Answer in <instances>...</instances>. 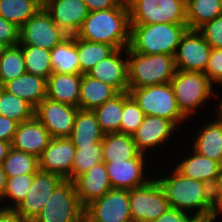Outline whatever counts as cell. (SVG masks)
<instances>
[{"label": "cell", "mask_w": 222, "mask_h": 222, "mask_svg": "<svg viewBox=\"0 0 222 222\" xmlns=\"http://www.w3.org/2000/svg\"><path fill=\"white\" fill-rule=\"evenodd\" d=\"M128 92L138 103L145 116L151 115L167 119L177 127L186 120L178 109L170 83L129 89Z\"/></svg>", "instance_id": "6"}, {"label": "cell", "mask_w": 222, "mask_h": 222, "mask_svg": "<svg viewBox=\"0 0 222 222\" xmlns=\"http://www.w3.org/2000/svg\"><path fill=\"white\" fill-rule=\"evenodd\" d=\"M36 2L41 8H44L46 5L47 0H32Z\"/></svg>", "instance_id": "54"}, {"label": "cell", "mask_w": 222, "mask_h": 222, "mask_svg": "<svg viewBox=\"0 0 222 222\" xmlns=\"http://www.w3.org/2000/svg\"><path fill=\"white\" fill-rule=\"evenodd\" d=\"M76 153L69 180L73 181L76 177L84 174L95 164L103 162L102 141L92 146H74Z\"/></svg>", "instance_id": "38"}, {"label": "cell", "mask_w": 222, "mask_h": 222, "mask_svg": "<svg viewBox=\"0 0 222 222\" xmlns=\"http://www.w3.org/2000/svg\"><path fill=\"white\" fill-rule=\"evenodd\" d=\"M76 47L80 65V74L87 73L104 58H107L115 48L106 43L92 42L76 36Z\"/></svg>", "instance_id": "31"}, {"label": "cell", "mask_w": 222, "mask_h": 222, "mask_svg": "<svg viewBox=\"0 0 222 222\" xmlns=\"http://www.w3.org/2000/svg\"><path fill=\"white\" fill-rule=\"evenodd\" d=\"M129 48L145 55L168 54L174 56L187 24L155 23L130 24Z\"/></svg>", "instance_id": "3"}, {"label": "cell", "mask_w": 222, "mask_h": 222, "mask_svg": "<svg viewBox=\"0 0 222 222\" xmlns=\"http://www.w3.org/2000/svg\"><path fill=\"white\" fill-rule=\"evenodd\" d=\"M193 218V215L187 212L170 207L164 214L152 222H190Z\"/></svg>", "instance_id": "44"}, {"label": "cell", "mask_w": 222, "mask_h": 222, "mask_svg": "<svg viewBox=\"0 0 222 222\" xmlns=\"http://www.w3.org/2000/svg\"><path fill=\"white\" fill-rule=\"evenodd\" d=\"M76 148L69 138H52L39 157V169L69 180Z\"/></svg>", "instance_id": "16"}, {"label": "cell", "mask_w": 222, "mask_h": 222, "mask_svg": "<svg viewBox=\"0 0 222 222\" xmlns=\"http://www.w3.org/2000/svg\"><path fill=\"white\" fill-rule=\"evenodd\" d=\"M170 84L181 114L188 119L196 114L201 105H205L211 96L217 97L214 84L204 72L176 70ZM191 116V117H190Z\"/></svg>", "instance_id": "5"}, {"label": "cell", "mask_w": 222, "mask_h": 222, "mask_svg": "<svg viewBox=\"0 0 222 222\" xmlns=\"http://www.w3.org/2000/svg\"><path fill=\"white\" fill-rule=\"evenodd\" d=\"M24 73L26 68L21 47L9 46L0 57V87Z\"/></svg>", "instance_id": "37"}, {"label": "cell", "mask_w": 222, "mask_h": 222, "mask_svg": "<svg viewBox=\"0 0 222 222\" xmlns=\"http://www.w3.org/2000/svg\"><path fill=\"white\" fill-rule=\"evenodd\" d=\"M7 175L5 174L2 165H0V201L3 202L4 191L7 183ZM1 203V202H0Z\"/></svg>", "instance_id": "50"}, {"label": "cell", "mask_w": 222, "mask_h": 222, "mask_svg": "<svg viewBox=\"0 0 222 222\" xmlns=\"http://www.w3.org/2000/svg\"><path fill=\"white\" fill-rule=\"evenodd\" d=\"M124 107V92L118 93L103 105L94 109L101 130L106 133H120V123Z\"/></svg>", "instance_id": "32"}, {"label": "cell", "mask_w": 222, "mask_h": 222, "mask_svg": "<svg viewBox=\"0 0 222 222\" xmlns=\"http://www.w3.org/2000/svg\"><path fill=\"white\" fill-rule=\"evenodd\" d=\"M129 89L170 83L176 72L174 56L145 55L127 47Z\"/></svg>", "instance_id": "4"}, {"label": "cell", "mask_w": 222, "mask_h": 222, "mask_svg": "<svg viewBox=\"0 0 222 222\" xmlns=\"http://www.w3.org/2000/svg\"><path fill=\"white\" fill-rule=\"evenodd\" d=\"M18 122L0 115V140L12 142Z\"/></svg>", "instance_id": "45"}, {"label": "cell", "mask_w": 222, "mask_h": 222, "mask_svg": "<svg viewBox=\"0 0 222 222\" xmlns=\"http://www.w3.org/2000/svg\"><path fill=\"white\" fill-rule=\"evenodd\" d=\"M212 49L222 48V14L197 29Z\"/></svg>", "instance_id": "41"}, {"label": "cell", "mask_w": 222, "mask_h": 222, "mask_svg": "<svg viewBox=\"0 0 222 222\" xmlns=\"http://www.w3.org/2000/svg\"><path fill=\"white\" fill-rule=\"evenodd\" d=\"M105 133L101 130L93 110L78 108L73 131L68 137L74 146H92L102 141Z\"/></svg>", "instance_id": "27"}, {"label": "cell", "mask_w": 222, "mask_h": 222, "mask_svg": "<svg viewBox=\"0 0 222 222\" xmlns=\"http://www.w3.org/2000/svg\"><path fill=\"white\" fill-rule=\"evenodd\" d=\"M53 72L63 74H80V65L76 47V35L68 36L50 50Z\"/></svg>", "instance_id": "29"}, {"label": "cell", "mask_w": 222, "mask_h": 222, "mask_svg": "<svg viewBox=\"0 0 222 222\" xmlns=\"http://www.w3.org/2000/svg\"><path fill=\"white\" fill-rule=\"evenodd\" d=\"M174 167L181 175L201 181L213 187L220 177L222 166L210 158L199 155L192 149L190 155Z\"/></svg>", "instance_id": "22"}, {"label": "cell", "mask_w": 222, "mask_h": 222, "mask_svg": "<svg viewBox=\"0 0 222 222\" xmlns=\"http://www.w3.org/2000/svg\"><path fill=\"white\" fill-rule=\"evenodd\" d=\"M89 12L116 7L122 0H83Z\"/></svg>", "instance_id": "47"}, {"label": "cell", "mask_w": 222, "mask_h": 222, "mask_svg": "<svg viewBox=\"0 0 222 222\" xmlns=\"http://www.w3.org/2000/svg\"><path fill=\"white\" fill-rule=\"evenodd\" d=\"M81 74L52 72L47 79L46 98L79 108Z\"/></svg>", "instance_id": "23"}, {"label": "cell", "mask_w": 222, "mask_h": 222, "mask_svg": "<svg viewBox=\"0 0 222 222\" xmlns=\"http://www.w3.org/2000/svg\"><path fill=\"white\" fill-rule=\"evenodd\" d=\"M35 109L25 100L8 93L0 87V115L18 123L31 120Z\"/></svg>", "instance_id": "36"}, {"label": "cell", "mask_w": 222, "mask_h": 222, "mask_svg": "<svg viewBox=\"0 0 222 222\" xmlns=\"http://www.w3.org/2000/svg\"><path fill=\"white\" fill-rule=\"evenodd\" d=\"M0 222H27L13 209L0 208Z\"/></svg>", "instance_id": "48"}, {"label": "cell", "mask_w": 222, "mask_h": 222, "mask_svg": "<svg viewBox=\"0 0 222 222\" xmlns=\"http://www.w3.org/2000/svg\"><path fill=\"white\" fill-rule=\"evenodd\" d=\"M171 171L167 175L164 171L163 177H154L164 191L170 207L193 217H213L212 187L181 175L175 168Z\"/></svg>", "instance_id": "1"}, {"label": "cell", "mask_w": 222, "mask_h": 222, "mask_svg": "<svg viewBox=\"0 0 222 222\" xmlns=\"http://www.w3.org/2000/svg\"><path fill=\"white\" fill-rule=\"evenodd\" d=\"M68 35L52 20L51 15L41 8L19 28L18 45H31L52 50Z\"/></svg>", "instance_id": "10"}, {"label": "cell", "mask_w": 222, "mask_h": 222, "mask_svg": "<svg viewBox=\"0 0 222 222\" xmlns=\"http://www.w3.org/2000/svg\"><path fill=\"white\" fill-rule=\"evenodd\" d=\"M46 87L47 79L27 72L2 86L5 91L25 100L34 109L46 98Z\"/></svg>", "instance_id": "24"}, {"label": "cell", "mask_w": 222, "mask_h": 222, "mask_svg": "<svg viewBox=\"0 0 222 222\" xmlns=\"http://www.w3.org/2000/svg\"><path fill=\"white\" fill-rule=\"evenodd\" d=\"M144 113L129 92H124L120 133L133 135L144 120Z\"/></svg>", "instance_id": "40"}, {"label": "cell", "mask_w": 222, "mask_h": 222, "mask_svg": "<svg viewBox=\"0 0 222 222\" xmlns=\"http://www.w3.org/2000/svg\"><path fill=\"white\" fill-rule=\"evenodd\" d=\"M22 49L26 72L48 79L53 72L50 50L31 45H19Z\"/></svg>", "instance_id": "35"}, {"label": "cell", "mask_w": 222, "mask_h": 222, "mask_svg": "<svg viewBox=\"0 0 222 222\" xmlns=\"http://www.w3.org/2000/svg\"><path fill=\"white\" fill-rule=\"evenodd\" d=\"M40 9L41 7L32 0H0V16L18 28Z\"/></svg>", "instance_id": "34"}, {"label": "cell", "mask_w": 222, "mask_h": 222, "mask_svg": "<svg viewBox=\"0 0 222 222\" xmlns=\"http://www.w3.org/2000/svg\"><path fill=\"white\" fill-rule=\"evenodd\" d=\"M199 130L193 137L192 149L222 166V122L217 119L209 120Z\"/></svg>", "instance_id": "25"}, {"label": "cell", "mask_w": 222, "mask_h": 222, "mask_svg": "<svg viewBox=\"0 0 222 222\" xmlns=\"http://www.w3.org/2000/svg\"><path fill=\"white\" fill-rule=\"evenodd\" d=\"M130 32L129 9L126 0H122L114 8L89 12L76 36L120 49L129 47Z\"/></svg>", "instance_id": "2"}, {"label": "cell", "mask_w": 222, "mask_h": 222, "mask_svg": "<svg viewBox=\"0 0 222 222\" xmlns=\"http://www.w3.org/2000/svg\"><path fill=\"white\" fill-rule=\"evenodd\" d=\"M2 167L7 177L35 174L40 170L37 156L12 147L4 159Z\"/></svg>", "instance_id": "33"}, {"label": "cell", "mask_w": 222, "mask_h": 222, "mask_svg": "<svg viewBox=\"0 0 222 222\" xmlns=\"http://www.w3.org/2000/svg\"><path fill=\"white\" fill-rule=\"evenodd\" d=\"M222 14L220 0H186L188 29H198Z\"/></svg>", "instance_id": "30"}, {"label": "cell", "mask_w": 222, "mask_h": 222, "mask_svg": "<svg viewBox=\"0 0 222 222\" xmlns=\"http://www.w3.org/2000/svg\"><path fill=\"white\" fill-rule=\"evenodd\" d=\"M92 222H132L129 190L111 189L85 208Z\"/></svg>", "instance_id": "12"}, {"label": "cell", "mask_w": 222, "mask_h": 222, "mask_svg": "<svg viewBox=\"0 0 222 222\" xmlns=\"http://www.w3.org/2000/svg\"><path fill=\"white\" fill-rule=\"evenodd\" d=\"M84 215L73 182L64 180L31 222H83Z\"/></svg>", "instance_id": "8"}, {"label": "cell", "mask_w": 222, "mask_h": 222, "mask_svg": "<svg viewBox=\"0 0 222 222\" xmlns=\"http://www.w3.org/2000/svg\"><path fill=\"white\" fill-rule=\"evenodd\" d=\"M44 9L68 36H75L88 16L83 0H47Z\"/></svg>", "instance_id": "19"}, {"label": "cell", "mask_w": 222, "mask_h": 222, "mask_svg": "<svg viewBox=\"0 0 222 222\" xmlns=\"http://www.w3.org/2000/svg\"><path fill=\"white\" fill-rule=\"evenodd\" d=\"M213 217L218 219L222 215V172L212 187Z\"/></svg>", "instance_id": "46"}, {"label": "cell", "mask_w": 222, "mask_h": 222, "mask_svg": "<svg viewBox=\"0 0 222 222\" xmlns=\"http://www.w3.org/2000/svg\"><path fill=\"white\" fill-rule=\"evenodd\" d=\"M204 73L213 84L222 83V48L212 49Z\"/></svg>", "instance_id": "42"}, {"label": "cell", "mask_w": 222, "mask_h": 222, "mask_svg": "<svg viewBox=\"0 0 222 222\" xmlns=\"http://www.w3.org/2000/svg\"><path fill=\"white\" fill-rule=\"evenodd\" d=\"M177 126L167 119L147 115L144 117L143 122L137 128L136 132L132 135L137 149L143 153H149L150 149H157L162 144H167L170 136L172 137L177 130Z\"/></svg>", "instance_id": "17"}, {"label": "cell", "mask_w": 222, "mask_h": 222, "mask_svg": "<svg viewBox=\"0 0 222 222\" xmlns=\"http://www.w3.org/2000/svg\"><path fill=\"white\" fill-rule=\"evenodd\" d=\"M118 92L110 85L105 84L87 73L81 74L79 108L94 110L112 99Z\"/></svg>", "instance_id": "28"}, {"label": "cell", "mask_w": 222, "mask_h": 222, "mask_svg": "<svg viewBox=\"0 0 222 222\" xmlns=\"http://www.w3.org/2000/svg\"><path fill=\"white\" fill-rule=\"evenodd\" d=\"M64 180L57 174L39 170L34 174L32 185L26 197L14 210L27 222L33 221L44 208L52 193Z\"/></svg>", "instance_id": "13"}, {"label": "cell", "mask_w": 222, "mask_h": 222, "mask_svg": "<svg viewBox=\"0 0 222 222\" xmlns=\"http://www.w3.org/2000/svg\"><path fill=\"white\" fill-rule=\"evenodd\" d=\"M141 153L132 135L124 133H106L102 139L103 162L125 161L131 158H147Z\"/></svg>", "instance_id": "26"}, {"label": "cell", "mask_w": 222, "mask_h": 222, "mask_svg": "<svg viewBox=\"0 0 222 222\" xmlns=\"http://www.w3.org/2000/svg\"><path fill=\"white\" fill-rule=\"evenodd\" d=\"M51 139L48 130L34 116L31 120L18 124L11 147L39 158Z\"/></svg>", "instance_id": "21"}, {"label": "cell", "mask_w": 222, "mask_h": 222, "mask_svg": "<svg viewBox=\"0 0 222 222\" xmlns=\"http://www.w3.org/2000/svg\"><path fill=\"white\" fill-rule=\"evenodd\" d=\"M212 48L197 29H187L174 54L176 70L204 72Z\"/></svg>", "instance_id": "11"}, {"label": "cell", "mask_w": 222, "mask_h": 222, "mask_svg": "<svg viewBox=\"0 0 222 222\" xmlns=\"http://www.w3.org/2000/svg\"><path fill=\"white\" fill-rule=\"evenodd\" d=\"M0 41L8 46H15L19 43V28L2 16H0Z\"/></svg>", "instance_id": "43"}, {"label": "cell", "mask_w": 222, "mask_h": 222, "mask_svg": "<svg viewBox=\"0 0 222 222\" xmlns=\"http://www.w3.org/2000/svg\"><path fill=\"white\" fill-rule=\"evenodd\" d=\"M34 174H24L14 177H7L6 188L3 200L10 201L8 205H0L3 209H15L26 197L33 182Z\"/></svg>", "instance_id": "39"}, {"label": "cell", "mask_w": 222, "mask_h": 222, "mask_svg": "<svg viewBox=\"0 0 222 222\" xmlns=\"http://www.w3.org/2000/svg\"><path fill=\"white\" fill-rule=\"evenodd\" d=\"M146 159L149 160V158H131L125 161L105 162L112 189L131 190L150 181L152 176L148 178L145 172Z\"/></svg>", "instance_id": "18"}, {"label": "cell", "mask_w": 222, "mask_h": 222, "mask_svg": "<svg viewBox=\"0 0 222 222\" xmlns=\"http://www.w3.org/2000/svg\"><path fill=\"white\" fill-rule=\"evenodd\" d=\"M216 220L214 217H194L190 222H214Z\"/></svg>", "instance_id": "52"}, {"label": "cell", "mask_w": 222, "mask_h": 222, "mask_svg": "<svg viewBox=\"0 0 222 222\" xmlns=\"http://www.w3.org/2000/svg\"><path fill=\"white\" fill-rule=\"evenodd\" d=\"M11 148V142L0 140V165H2Z\"/></svg>", "instance_id": "49"}, {"label": "cell", "mask_w": 222, "mask_h": 222, "mask_svg": "<svg viewBox=\"0 0 222 222\" xmlns=\"http://www.w3.org/2000/svg\"><path fill=\"white\" fill-rule=\"evenodd\" d=\"M221 86L222 83L218 84V86ZM222 98V97H221ZM215 107V117H217V120L221 121L222 122V99L219 101V103L217 104V106H214Z\"/></svg>", "instance_id": "51"}, {"label": "cell", "mask_w": 222, "mask_h": 222, "mask_svg": "<svg viewBox=\"0 0 222 222\" xmlns=\"http://www.w3.org/2000/svg\"><path fill=\"white\" fill-rule=\"evenodd\" d=\"M129 202L132 222H152L170 208L154 176L145 185L129 190Z\"/></svg>", "instance_id": "9"}, {"label": "cell", "mask_w": 222, "mask_h": 222, "mask_svg": "<svg viewBox=\"0 0 222 222\" xmlns=\"http://www.w3.org/2000/svg\"><path fill=\"white\" fill-rule=\"evenodd\" d=\"M125 51V53H124ZM127 48L115 49L107 58L101 60L87 74L112 86L118 93L128 92Z\"/></svg>", "instance_id": "15"}, {"label": "cell", "mask_w": 222, "mask_h": 222, "mask_svg": "<svg viewBox=\"0 0 222 222\" xmlns=\"http://www.w3.org/2000/svg\"><path fill=\"white\" fill-rule=\"evenodd\" d=\"M72 182L84 208L112 189L105 162L95 164Z\"/></svg>", "instance_id": "20"}, {"label": "cell", "mask_w": 222, "mask_h": 222, "mask_svg": "<svg viewBox=\"0 0 222 222\" xmlns=\"http://www.w3.org/2000/svg\"><path fill=\"white\" fill-rule=\"evenodd\" d=\"M77 112L78 107L45 98L35 108L34 116L48 130L51 138H68Z\"/></svg>", "instance_id": "14"}, {"label": "cell", "mask_w": 222, "mask_h": 222, "mask_svg": "<svg viewBox=\"0 0 222 222\" xmlns=\"http://www.w3.org/2000/svg\"><path fill=\"white\" fill-rule=\"evenodd\" d=\"M8 47L9 46L6 43H4L3 41H0V57L4 54V52L6 51Z\"/></svg>", "instance_id": "53"}, {"label": "cell", "mask_w": 222, "mask_h": 222, "mask_svg": "<svg viewBox=\"0 0 222 222\" xmlns=\"http://www.w3.org/2000/svg\"><path fill=\"white\" fill-rule=\"evenodd\" d=\"M83 222H92L86 215H84Z\"/></svg>", "instance_id": "55"}, {"label": "cell", "mask_w": 222, "mask_h": 222, "mask_svg": "<svg viewBox=\"0 0 222 222\" xmlns=\"http://www.w3.org/2000/svg\"><path fill=\"white\" fill-rule=\"evenodd\" d=\"M130 24H187L186 0H126Z\"/></svg>", "instance_id": "7"}]
</instances>
